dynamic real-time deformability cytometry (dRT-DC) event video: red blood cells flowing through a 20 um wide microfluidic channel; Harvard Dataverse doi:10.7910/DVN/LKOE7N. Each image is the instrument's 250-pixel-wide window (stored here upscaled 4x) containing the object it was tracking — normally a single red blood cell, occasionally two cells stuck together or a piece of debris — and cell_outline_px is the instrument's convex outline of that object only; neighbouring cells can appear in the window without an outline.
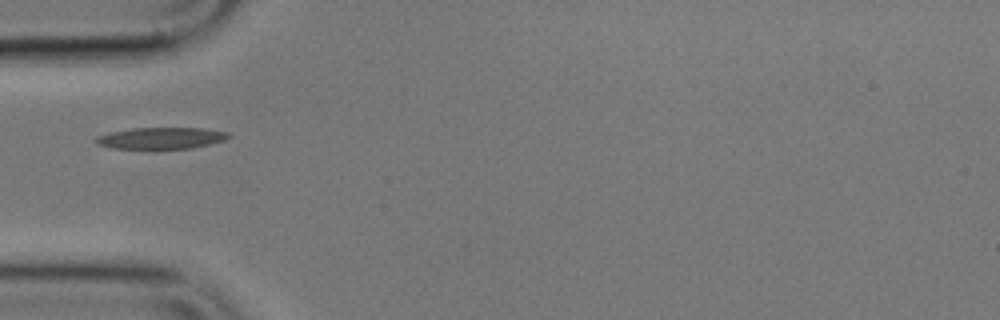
{"species": "common noctule bat (a hibernating species)", "species_latin": "Nyctalus noctula", "temperature_condition": "cold", "stored_images_in_passage": 7, "camera_frame_rate_fps": 3000, "um_per_image_px": 0.085, "animal": {"sex": "male", "body_mass_g": 17.9}, "frame": {"image": 1, "passage_image": 1, "time_ms": 0.0, "image_size_px": [1000, 320], "cell_outline_px": [[232, 136], [224, 140], [192, 148], [156, 152], [112, 148], [96, 144], [92, 140], [96, 136], [108, 132], [132, 128], [204, 128], [228, 132]], "centroid_in_image_um": [13.6, 11.79], "position_along_channel_um": 71.4, "area_um2": 17.8}}
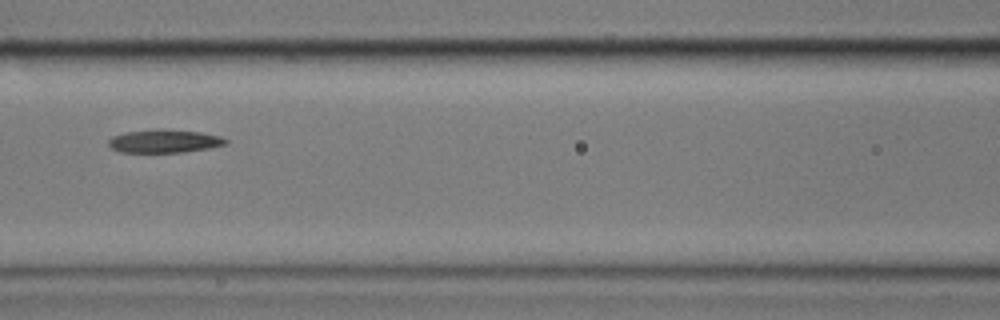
{"frame": {"image": 2, "passage_image": 3, "time_ms": 2.333, "image_size_px": [1000, 320], "cell_outline_px": [[228, 144], [208, 148], [184, 152], [120, 152], [112, 148], [108, 144], [108, 140], [112, 136], [124, 132], [200, 132], [220, 136], [228, 140]], "centroid_in_image_um": [13.98, 12.05], "position_along_channel_um": 152.6, "area_um2": 14.85}}
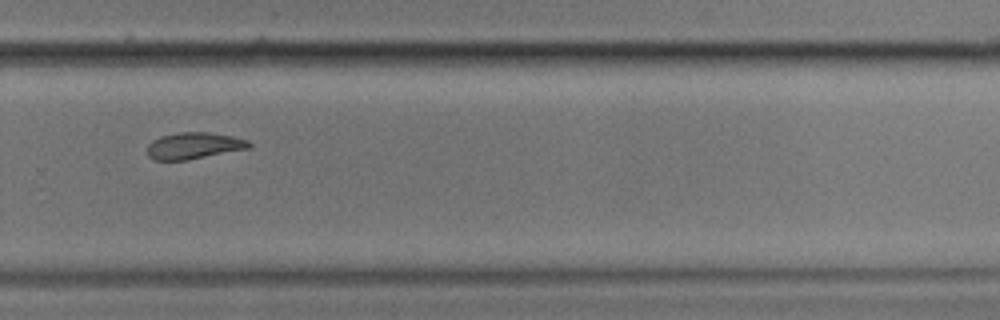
{"frame": {"image": 3, "passage_image": 7, "time_ms": 7.0, "image_size_px": [1000, 320], "cell_outline_px": [[252, 144], [248, 148], [188, 160], [152, 160], [148, 156], [148, 144], [152, 140], [160, 136], [180, 132], [208, 132], [232, 136], [248, 140]], "centroid_in_image_um": [16.45, 12.38], "position_along_channel_um": 313.4, "area_um2": 15.72}}